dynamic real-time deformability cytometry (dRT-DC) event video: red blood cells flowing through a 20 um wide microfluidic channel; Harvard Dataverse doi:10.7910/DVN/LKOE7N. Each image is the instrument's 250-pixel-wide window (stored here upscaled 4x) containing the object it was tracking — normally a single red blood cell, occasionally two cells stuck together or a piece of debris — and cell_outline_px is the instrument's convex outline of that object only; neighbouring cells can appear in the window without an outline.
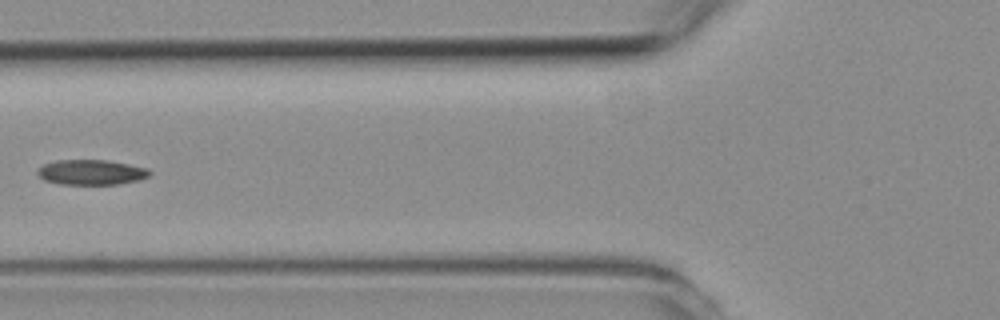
{"species": "common noctule bat (a hibernating species)", "species_latin": "Nyctalus noctula", "temperature_condition": "room temperature", "stored_images_in_passage": 6, "camera_frame_rate_fps": 3000, "um_per_image_px": 0.085, "animal": {"sex": "female", "body_mass_g": 19.3, "forearm_length_mm": 54.1}, "frame": {"image": 1, "passage_image": 4, "time_ms": 3.667, "image_size_px": [1000, 320], "cell_outline_px": [[152, 172], [148, 176], [140, 180], [116, 184], [60, 184], [44, 180], [36, 172], [36, 168], [44, 164], [56, 160], [108, 160], [148, 168]], "centroid_in_image_um": [7.74, 14.64], "position_along_channel_um": 118.1, "area_um2": 16.47}}
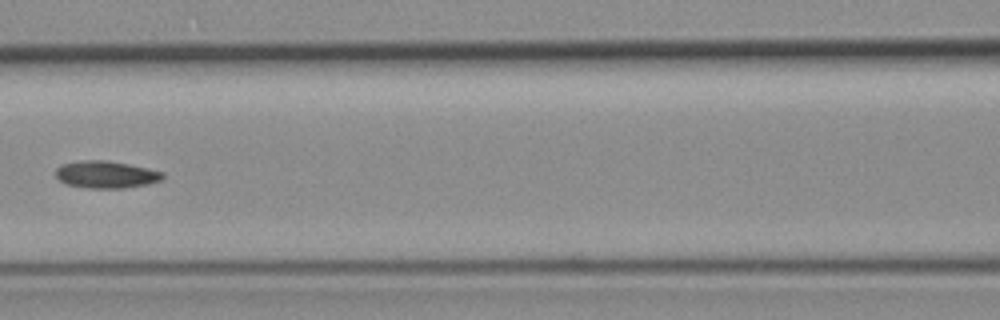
{"frame": {"image": 2, "passage_image": 5, "time_ms": 4.667, "image_size_px": [1000, 320], "cell_outline_px": [[164, 176], [160, 180], [148, 184], [124, 188], [88, 188], [64, 184], [56, 176], [56, 168], [60, 164], [84, 160], [108, 160], [148, 168], [164, 172]], "centroid_in_image_um": [9.0, 14.83], "position_along_channel_um": 157.6, "area_um2": 17.05}}
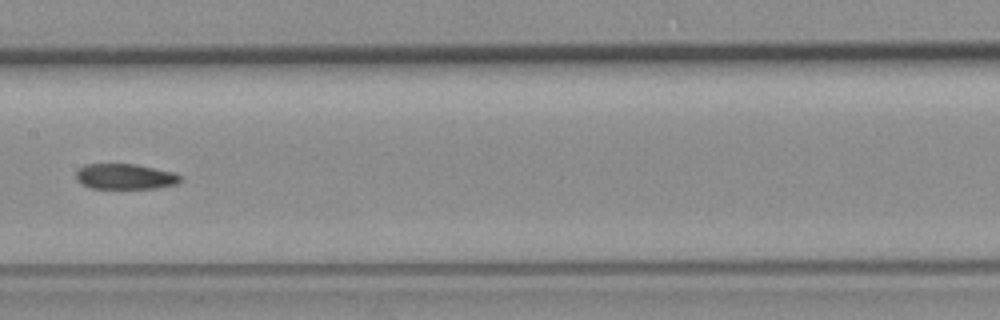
{"frame": {"image": 3, "passage_image": 6, "time_ms": 5.667, "image_size_px": [1000, 320], "cell_outline_px": [[180, 180], [176, 184], [156, 188], [88, 188], [80, 184], [76, 180], [76, 172], [84, 164], [136, 164], [172, 172], [180, 176]], "centroid_in_image_um": [10.57, 15.01], "position_along_channel_um": 196.8, "area_um2": 15.43}}